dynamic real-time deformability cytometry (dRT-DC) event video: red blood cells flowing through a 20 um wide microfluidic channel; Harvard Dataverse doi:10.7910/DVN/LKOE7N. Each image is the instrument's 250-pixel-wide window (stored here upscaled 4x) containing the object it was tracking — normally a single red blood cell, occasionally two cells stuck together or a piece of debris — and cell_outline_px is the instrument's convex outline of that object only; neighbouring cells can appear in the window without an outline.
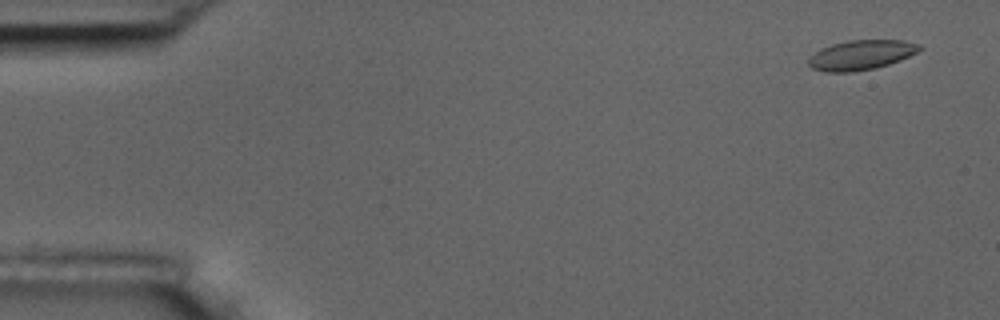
{"species": "common noctule bat (a hibernating species)", "species_latin": "Nyctalus noctula", "temperature_condition": "room temperature", "stored_images_in_passage": 6, "segment_of_instrument_passage": [1, 2], "camera_frame_rate_fps": 3000, "um_per_image_px": 0.085, "animal": {"sex": "male", "body_mass_g": 17.5, "forearm_length_mm": 52.3}, "frame": {"image": 1, "passage_image": 1, "time_ms": 0.0, "image_size_px": [1000, 320], "cell_outline_px": [[924, 48], [900, 60], [876, 68], [852, 72], [824, 72], [812, 68], [808, 64], [808, 56], [820, 48], [832, 44], [848, 40], [904, 40], [920, 44]], "centroid_in_image_um": [73.16, 4.67], "position_along_channel_um": 11.8, "area_um2": 19.42}}
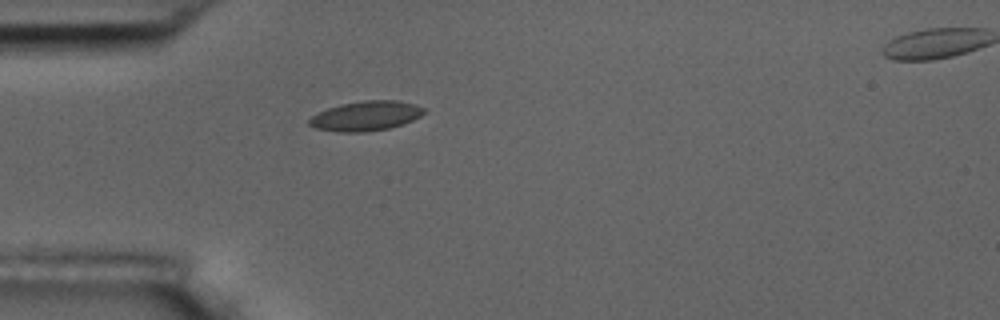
{"frame": {"image": 2, "passage_image": 5, "time_ms": 4.333, "image_size_px": [1000, 320], "cell_outline_px": [[424, 112], [420, 116], [412, 120], [388, 128], [364, 132], [340, 132], [316, 128], [308, 124], [308, 120], [312, 116], [328, 108], [340, 104], [364, 100], [396, 100], [412, 104], [424, 108]], "centroid_in_image_um": [31.06, 9.85], "position_along_channel_um": 53.9, "area_um2": 19.54}}